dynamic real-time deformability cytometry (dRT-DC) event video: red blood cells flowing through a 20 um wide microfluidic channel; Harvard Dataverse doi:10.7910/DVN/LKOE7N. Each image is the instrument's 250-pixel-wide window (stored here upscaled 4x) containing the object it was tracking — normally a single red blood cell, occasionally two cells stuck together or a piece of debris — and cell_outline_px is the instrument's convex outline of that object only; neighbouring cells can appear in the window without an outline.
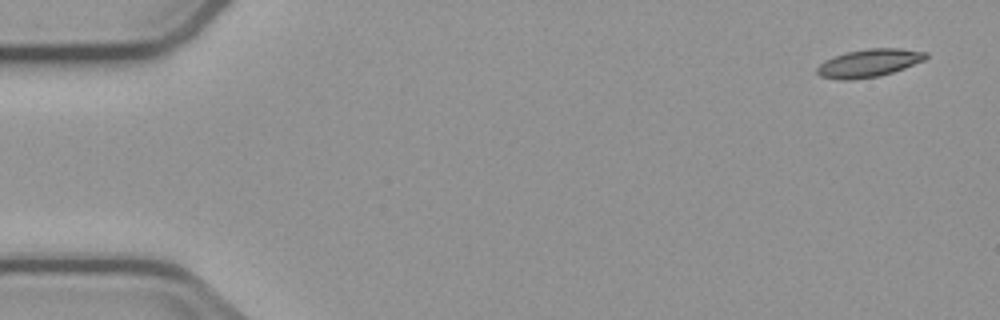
{"species": "common noctule bat (a hibernating species)", "species_latin": "Nyctalus noctula", "temperature_condition": "cold", "stored_images_in_passage": 4, "camera_frame_rate_fps": 3000, "um_per_image_px": 0.085, "animal": {"sex": "male", "body_mass_g": 23.1, "forearm_length_mm": 52.7}, "frame": {"image": 1, "passage_image": 1, "time_ms": 0.0, "image_size_px": [1000, 320], "cell_outline_px": [[928, 56], [924, 60], [904, 68], [880, 76], [852, 80], [840, 80], [820, 76], [816, 72], [816, 68], [824, 60], [848, 52], [868, 48], [900, 48], [928, 52]], "centroid_in_image_um": [73.86, 5.36], "position_along_channel_um": 11.1, "area_um2": 17.69}}
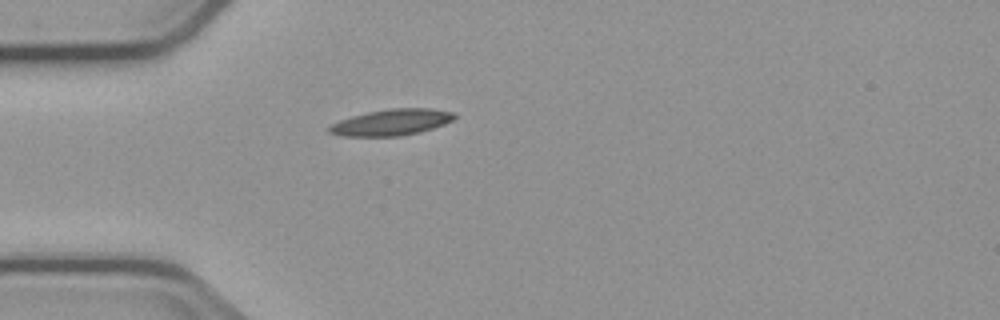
{"frame": {"image": 2, "passage_image": 4, "time_ms": 4.333, "image_size_px": [1000, 320], "cell_outline_px": [[456, 116], [452, 120], [444, 124], [420, 132], [400, 136], [340, 136], [328, 132], [324, 128], [340, 120], [352, 116], [368, 112], [388, 108], [432, 108], [452, 112]], "centroid_in_image_um": [33.23, 10.4], "position_along_channel_um": 51.8, "area_um2": 19.19}}